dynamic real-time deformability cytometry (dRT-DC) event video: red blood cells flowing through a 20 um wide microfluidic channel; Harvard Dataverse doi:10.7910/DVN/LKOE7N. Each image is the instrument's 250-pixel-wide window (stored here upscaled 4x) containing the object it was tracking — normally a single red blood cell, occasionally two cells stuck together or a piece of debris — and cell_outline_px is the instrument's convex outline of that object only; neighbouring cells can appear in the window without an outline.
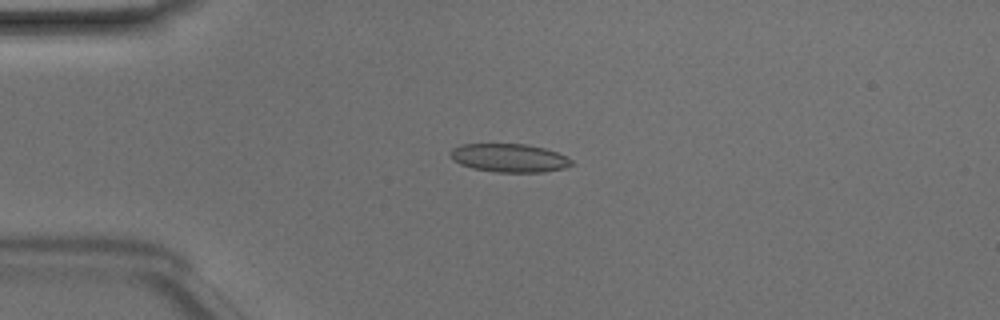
{"species": "Egyptian fruit bat (a non-hibernating species)", "species_latin": "Rousettus aegyptiacus", "temperature_condition": "room temperature", "stored_images_in_passage": 49, "camera_frame_rate_fps": 3000, "um_per_image_px": 0.085, "animal": {"sex": "male"}, "frame": {"image": 1, "passage_image": 12, "time_ms": 3.667, "image_size_px": [1000, 320], "cell_outline_px": [[572, 164], [564, 168], [544, 172], [496, 172], [472, 168], [460, 164], [452, 160], [448, 152], [452, 148], [464, 144], [528, 144], [544, 148], [568, 156], [572, 160]], "centroid_in_image_um": [43.27, 13.42], "position_along_channel_um": 41.7, "area_um2": 20.17}}
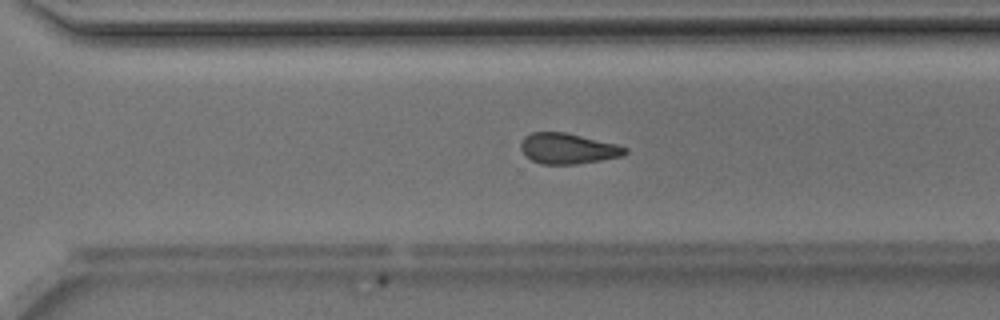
{"frame": {"image": 2, "passage_image": 34, "time_ms": 11.0, "image_size_px": [1000, 320], "cell_outline_px": [[628, 152], [624, 156], [576, 164], [540, 164], [532, 160], [520, 148], [520, 144], [524, 136], [532, 132], [564, 132], [616, 144], [628, 148]], "centroid_in_image_um": [48.28, 12.63], "position_along_channel_um": 322.3, "area_um2": 18.5}}
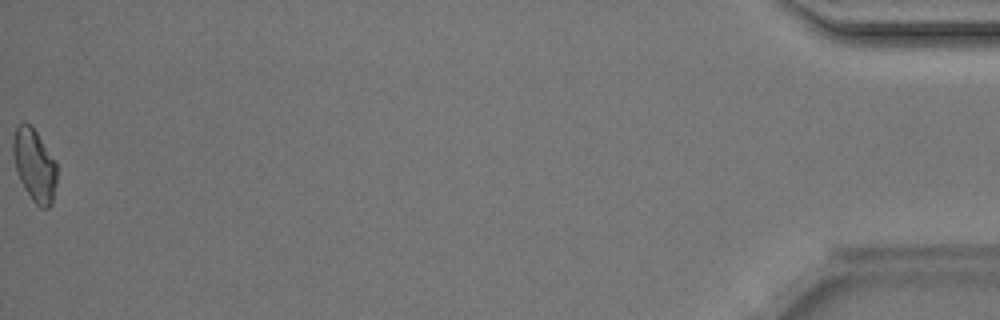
{"frame": {"image": 3, "passage_image": 49, "time_ms": 16.0, "image_size_px": [1000, 320], "cell_outline_px": [[56, 184], [52, 204], [48, 208], [40, 208], [32, 200], [24, 188], [20, 180], [16, 168], [12, 152], [12, 140], [16, 128], [24, 120], [36, 132], [56, 164]], "centroid_in_image_um": [2.91, 14.07], "position_along_channel_um": 432.3, "area_um2": 18.21}, "authors_computed_cell_mechanics": {"area_um2": 19.4786, "velocity_mm_per_s": 4.1772, "shape_relaxation_time_tau1_ms": 4.0704, "shape_relaxation_time_tau2_ms": 4.2123, "deformation_change_tau1": 0.0868, "deformation_change_tau2": 0.0867}}